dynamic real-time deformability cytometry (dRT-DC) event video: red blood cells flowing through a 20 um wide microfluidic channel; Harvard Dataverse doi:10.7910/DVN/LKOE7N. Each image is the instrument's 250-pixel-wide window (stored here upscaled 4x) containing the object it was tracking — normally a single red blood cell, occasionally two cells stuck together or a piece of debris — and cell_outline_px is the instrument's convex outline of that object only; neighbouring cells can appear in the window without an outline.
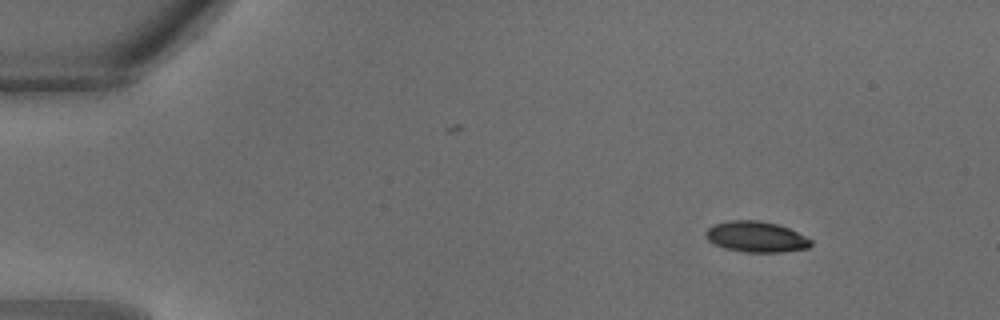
{"species": "common noctule bat (a hibernating species)", "species_latin": "Nyctalus noctula", "temperature_condition": "warm", "stored_images_in_passage": 9, "camera_frame_rate_fps": 3000, "um_per_image_px": 0.085, "animal": {"sex": "male", "body_mass_g": 18.8}, "frame": {"image": 1, "passage_image": 4, "time_ms": 1.0, "image_size_px": [1000, 320], "cell_outline_px": [[812, 244], [808, 248], [780, 252], [744, 252], [724, 248], [712, 244], [704, 236], [704, 232], [712, 224], [728, 220], [760, 220], [776, 224], [788, 228], [812, 240]], "centroid_in_image_um": [64.2, 20.12], "position_along_channel_um": 20.8, "area_um2": 19.02}}